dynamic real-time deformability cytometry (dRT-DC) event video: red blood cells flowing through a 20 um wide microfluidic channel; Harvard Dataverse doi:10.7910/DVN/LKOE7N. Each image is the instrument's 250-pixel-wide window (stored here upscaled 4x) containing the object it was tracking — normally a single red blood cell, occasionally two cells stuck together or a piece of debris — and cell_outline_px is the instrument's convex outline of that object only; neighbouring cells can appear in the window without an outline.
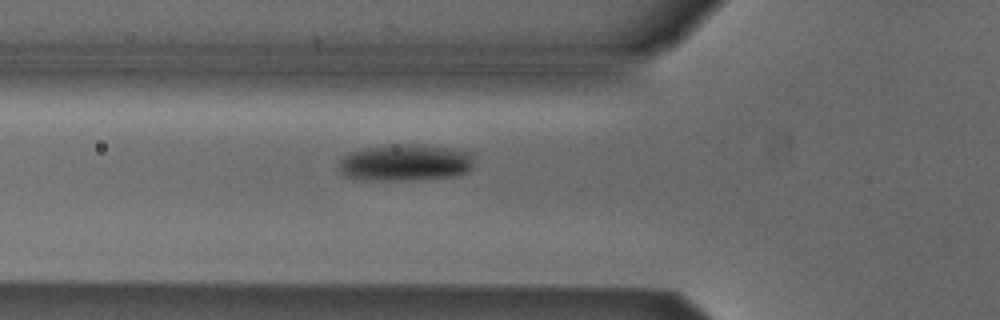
{"species": "Egyptian fruit bat (a non-hibernating species)", "species_latin": "Rousettus aegyptiacus", "temperature_condition": "cold", "stored_images_in_passage": 2, "camera_frame_rate_fps": 3000, "um_per_image_px": 0.085, "animal": {"sex": "male"}, "frame": {"image": 1, "passage_image": 2, "time_ms": 0.333, "image_size_px": [1000, 320], "cell_outline_px": [[472, 164], [464, 172], [452, 176], [404, 180], [376, 180], [348, 176], [340, 172], [336, 164], [348, 152], [360, 148], [388, 144], [424, 144], [456, 148], [472, 152]], "centroid_in_image_um": [34.41, 13.78], "position_along_channel_um": 91.4, "area_um2": 29.07}}